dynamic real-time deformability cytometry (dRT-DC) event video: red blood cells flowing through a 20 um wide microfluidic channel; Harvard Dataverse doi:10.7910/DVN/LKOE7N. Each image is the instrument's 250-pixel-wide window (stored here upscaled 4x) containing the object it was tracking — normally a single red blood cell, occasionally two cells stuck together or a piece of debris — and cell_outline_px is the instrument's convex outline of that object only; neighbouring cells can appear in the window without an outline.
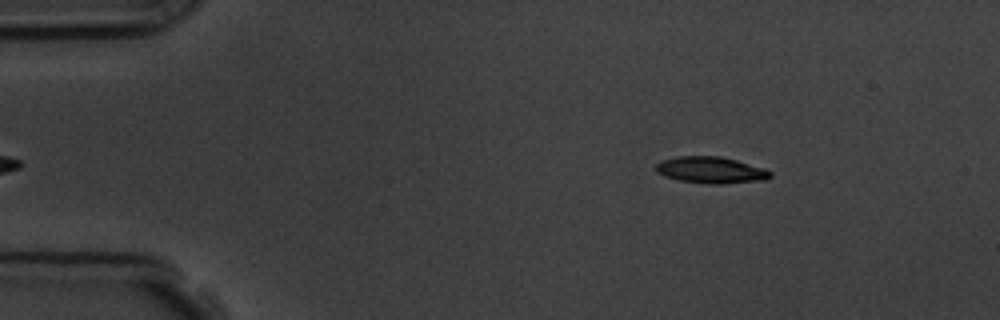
{"species": "common noctule bat (a hibernating species)", "species_latin": "Nyctalus noctula", "temperature_condition": "room temperature", "stored_images_in_passage": 6, "camera_frame_rate_fps": 3000, "um_per_image_px": 0.085, "animal": {"sex": "male", "body_mass_g": 19.5, "forearm_length_mm": 54.6}, "frame": {"image": 1, "passage_image": 2, "time_ms": 1.0, "image_size_px": [1000, 320], "cell_outline_px": [[772, 176], [764, 180], [724, 184], [712, 184], [680, 180], [664, 176], [656, 172], [656, 164], [660, 160], [676, 156], [720, 156], [736, 160], [764, 168], [772, 172]], "centroid_in_image_um": [60.42, 14.45], "position_along_channel_um": 24.6, "area_um2": 17.74}}
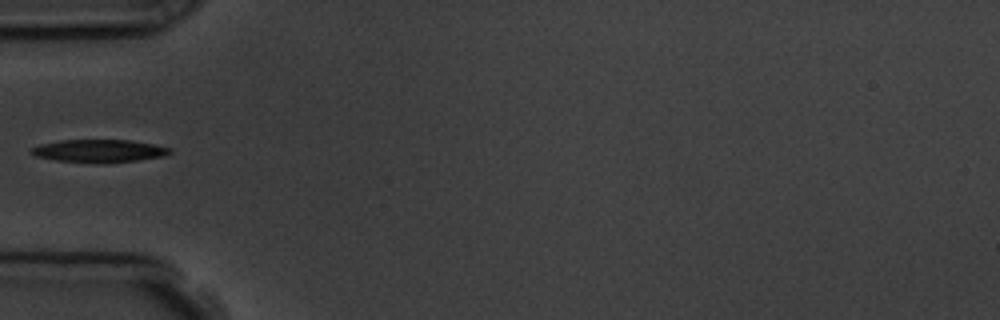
{"frame": {"image": 2, "passage_image": 4, "time_ms": 4.333, "image_size_px": [1000, 320], "cell_outline_px": [[172, 152], [164, 156], [136, 160], [104, 164], [100, 164], [56, 160], [36, 156], [28, 152], [28, 148], [40, 144], [60, 140], [128, 140], [152, 144], [172, 148]], "centroid_in_image_um": [8.37, 12.83], "position_along_channel_um": 76.6, "area_um2": 18.61}}